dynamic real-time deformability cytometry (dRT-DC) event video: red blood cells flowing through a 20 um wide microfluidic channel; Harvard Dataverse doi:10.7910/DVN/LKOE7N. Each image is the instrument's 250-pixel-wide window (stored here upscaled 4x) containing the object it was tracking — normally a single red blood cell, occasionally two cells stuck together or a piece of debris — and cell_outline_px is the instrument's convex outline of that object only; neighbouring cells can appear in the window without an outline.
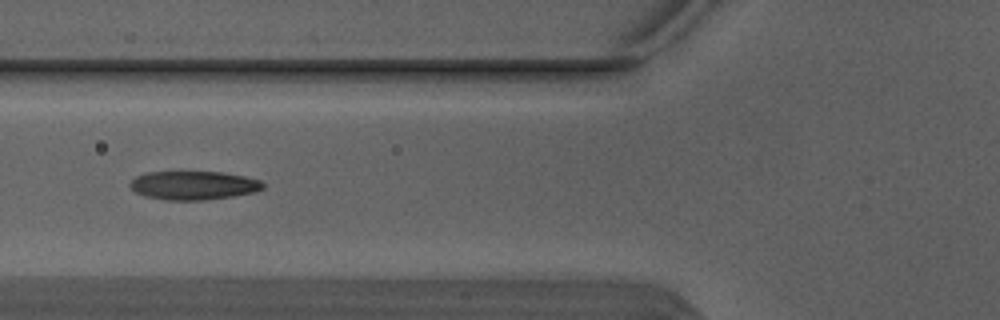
{"species": "Egyptian fruit bat (a non-hibernating species)", "species_latin": "Rousettus aegyptiacus", "temperature_condition": "warm", "stored_images_in_passage": 4, "camera_frame_rate_fps": 3000, "um_per_image_px": 0.085, "animal": {"sex": "male"}, "frame": {"image": 1, "passage_image": 4, "time_ms": 1.0, "image_size_px": [1000, 320], "cell_outline_px": [[264, 188], [256, 192], [232, 196], [204, 200], [164, 200], [144, 196], [136, 192], [128, 184], [136, 176], [148, 172], [224, 172], [244, 176], [260, 180], [264, 184]], "centroid_in_image_um": [16.46, 15.76], "position_along_channel_um": 109.3, "area_um2": 22.25}}